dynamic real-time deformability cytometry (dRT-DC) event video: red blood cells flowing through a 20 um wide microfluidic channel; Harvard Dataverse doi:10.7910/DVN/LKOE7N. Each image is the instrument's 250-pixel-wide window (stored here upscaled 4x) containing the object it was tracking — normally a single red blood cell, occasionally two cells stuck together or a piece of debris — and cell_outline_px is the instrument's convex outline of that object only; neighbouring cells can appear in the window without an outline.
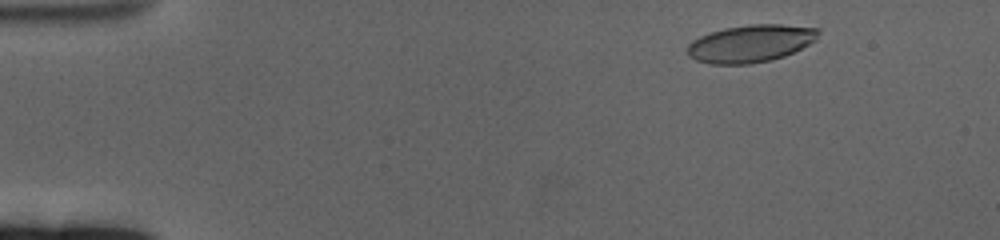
{"species": "human", "species_latin": "Homo sapiens", "temperature_condition": "cold", "stored_images_in_passage": 60, "camera_frame_rate_fps": 3000, "um_per_image_px": 0.085, "donor": {"sex": "female"}, "frame": {"image": 1, "passage_image": 6, "time_ms": 1.667, "image_size_px": [1000, 240], "cell_outline_px": [[820, 32], [816, 40], [784, 56], [772, 60], [748, 64], [708, 64], [696, 60], [688, 56], [688, 44], [692, 40], [700, 36], [724, 28], [748, 24], [780, 24], [820, 28]], "centroid_in_image_um": [63.8, 3.69], "position_along_channel_um": 21.2, "area_um2": 28.61}}
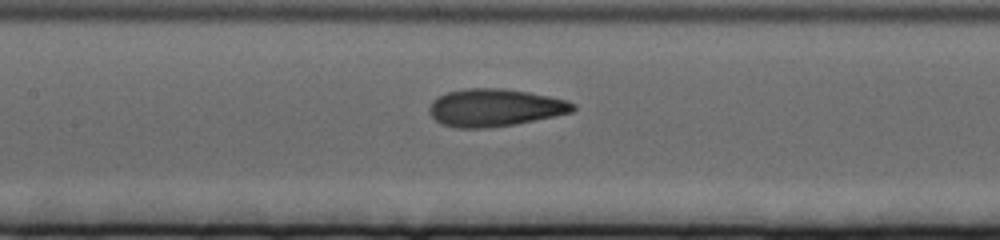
{"frame": {"image": 2, "passage_image": 28, "time_ms": 9.0, "image_size_px": [1000, 240], "cell_outline_px": [[576, 108], [572, 112], [516, 124], [488, 128], [456, 128], [440, 124], [428, 112], [428, 108], [432, 100], [448, 92], [464, 88], [504, 88], [528, 92], [548, 96], [564, 100], [576, 104]], "centroid_in_image_um": [42.02, 9.15], "position_along_channel_um": 165.4, "area_um2": 31.5}}
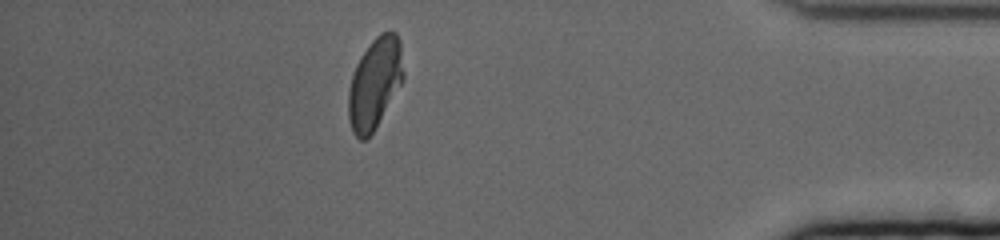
{"frame": {"image": 3, "passage_image": 53, "time_ms": 17.333, "image_size_px": [1000, 240], "cell_outline_px": [[404, 80], [372, 132], [364, 140], [360, 140], [352, 132], [348, 116], [348, 92], [352, 76], [356, 64], [360, 56], [372, 40], [380, 32], [396, 32], [400, 40], [404, 72]], "centroid_in_image_um": [31.86, 7.05], "position_along_channel_um": 403.3, "area_um2": 29.07}, "authors_computed_cell_mechanics": {"area_um2": 30.2294, "velocity_mm_per_s": 3.312, "shape_relaxation_time_tau1_ms": 5.4818, "shape_relaxation_time_tau2_ms": 1.1266, "deformation_change_tau1": 0.1979, "deformation_change_tau2": 0.0687}}